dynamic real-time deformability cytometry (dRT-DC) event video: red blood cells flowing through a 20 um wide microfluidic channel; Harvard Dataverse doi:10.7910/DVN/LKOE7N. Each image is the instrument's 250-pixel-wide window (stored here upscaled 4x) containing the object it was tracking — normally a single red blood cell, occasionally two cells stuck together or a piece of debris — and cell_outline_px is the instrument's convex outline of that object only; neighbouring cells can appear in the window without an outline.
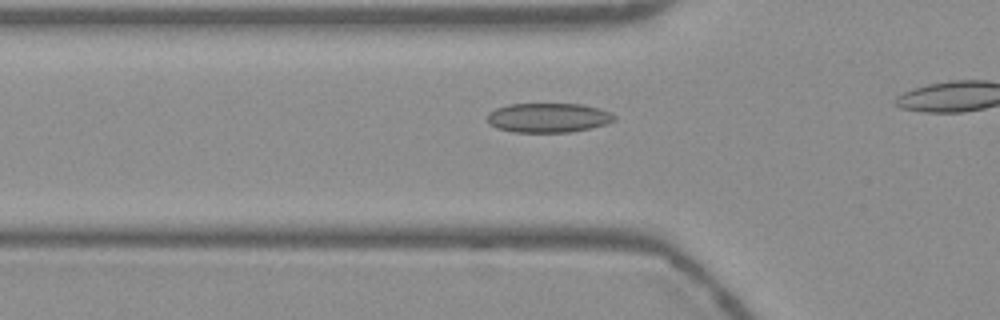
{"species": "Egyptian fruit bat (a non-hibernating species)", "species_latin": "Rousettus aegyptiacus", "temperature_condition": "warm", "stored_images_in_passage": 22, "camera_frame_rate_fps": 3000, "um_per_image_px": 0.085, "frame": {"image": 1, "passage_image": 13, "time_ms": 4.0, "image_size_px": [1000, 320], "cell_outline_px": [[616, 120], [608, 124], [592, 128], [568, 132], [512, 132], [496, 128], [488, 124], [488, 112], [496, 108], [508, 104], [580, 104], [600, 108], [612, 112], [616, 116]], "centroid_in_image_um": [46.63, 10.01], "position_along_channel_um": 79.2, "area_um2": 22.08}}
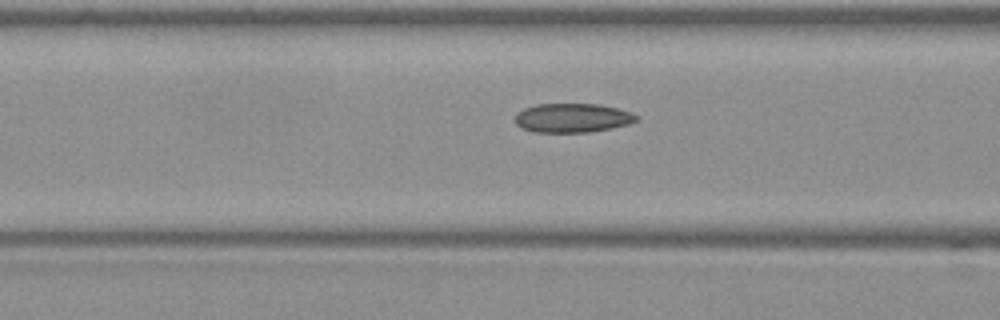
{"frame": {"image": 2, "passage_image": 16, "time_ms": 5.0, "image_size_px": [1000, 320], "cell_outline_px": [[640, 120], [628, 124], [588, 132], [532, 132], [520, 128], [516, 124], [516, 112], [524, 108], [536, 104], [600, 104], [632, 112], [640, 116]], "centroid_in_image_um": [48.65, 10.02], "position_along_channel_um": 117.9, "area_um2": 20.69}}
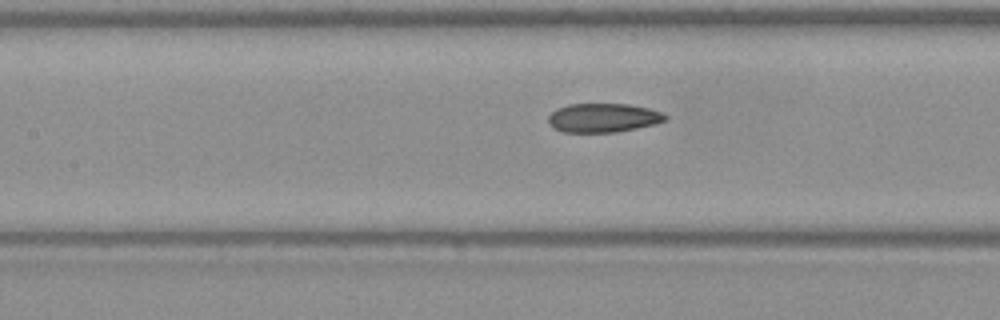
{"frame": {"image": 3, "passage_image": 19, "time_ms": 6.0, "image_size_px": [1000, 320], "cell_outline_px": [[668, 120], [656, 124], [616, 132], [560, 132], [552, 128], [548, 124], [548, 116], [556, 108], [568, 104], [628, 104], [648, 108], [664, 112], [668, 116]], "centroid_in_image_um": [51.27, 10.01], "position_along_channel_um": 156.1, "area_um2": 20.06}}